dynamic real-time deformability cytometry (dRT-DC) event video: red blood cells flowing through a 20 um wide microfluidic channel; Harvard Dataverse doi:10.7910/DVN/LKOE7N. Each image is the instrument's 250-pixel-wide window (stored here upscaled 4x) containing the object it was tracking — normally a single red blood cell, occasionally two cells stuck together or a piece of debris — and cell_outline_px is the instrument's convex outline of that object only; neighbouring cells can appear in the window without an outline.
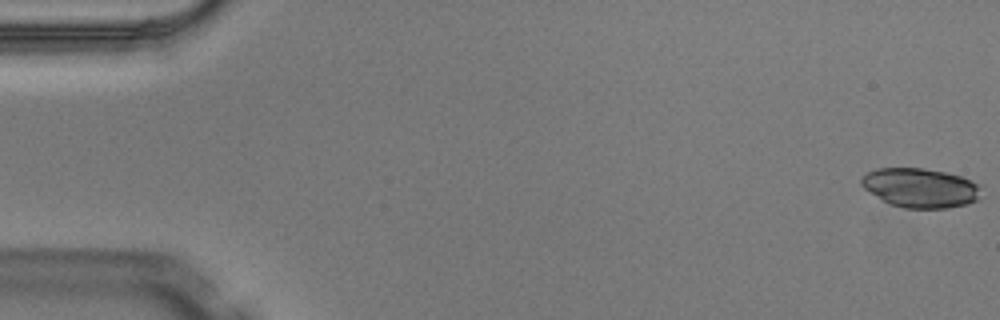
{"species": "Egyptian fruit bat (a non-hibernating species)", "species_latin": "Rousettus aegyptiacus", "temperature_condition": "warm", "stored_images_in_passage": 4, "camera_frame_rate_fps": 3000, "um_per_image_px": 0.085, "animal": {"sex": "male"}, "frame": {"image": 1, "passage_image": 1, "time_ms": 0.0, "image_size_px": [1000, 320], "cell_outline_px": [[980, 188], [976, 200], [968, 204], [948, 208], [904, 208], [892, 204], [884, 200], [864, 188], [860, 184], [860, 180], [868, 172], [876, 168], [924, 168], [944, 172], [960, 176], [976, 184]], "centroid_in_image_um": [78.2, 15.96], "position_along_channel_um": 6.8, "area_um2": 26.99}}
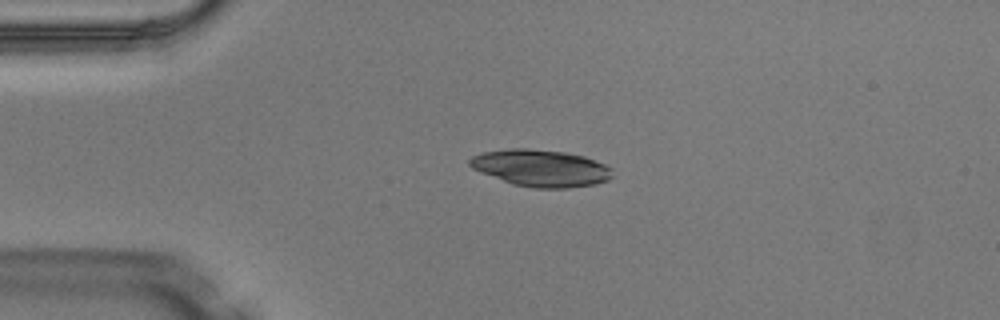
{"frame": {"image": 2, "passage_image": 4, "time_ms": 1.0, "image_size_px": [1000, 320], "cell_outline_px": [[612, 176], [608, 180], [596, 184], [568, 188], [536, 188], [512, 184], [480, 172], [472, 168], [468, 164], [468, 160], [472, 156], [484, 152], [508, 148], [528, 148], [564, 152], [584, 156], [604, 164], [612, 168]], "centroid_in_image_um": [45.96, 14.28], "position_along_channel_um": 39.0, "area_um2": 30.75}}